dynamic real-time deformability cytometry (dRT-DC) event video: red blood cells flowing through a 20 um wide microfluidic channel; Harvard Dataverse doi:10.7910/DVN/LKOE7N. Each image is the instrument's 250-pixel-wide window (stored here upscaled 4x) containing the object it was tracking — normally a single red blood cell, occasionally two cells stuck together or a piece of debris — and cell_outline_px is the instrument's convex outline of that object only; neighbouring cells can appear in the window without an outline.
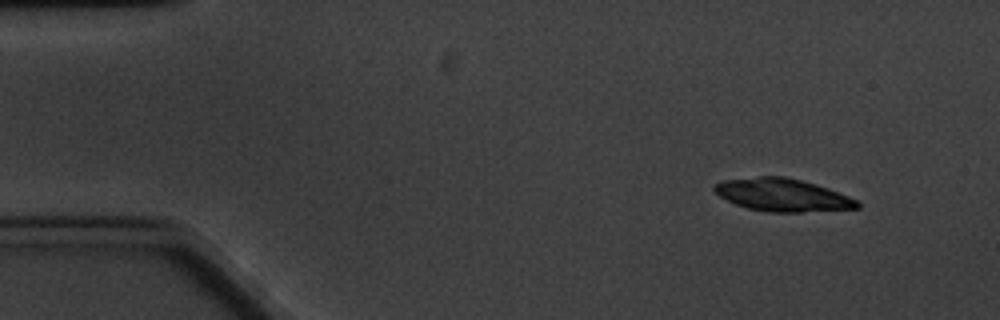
{"species": "common noctule bat (a hibernating species)", "species_latin": "Nyctalus noctula", "temperature_condition": "cold", "stored_images_in_passage": 10, "camera_frame_rate_fps": 3000, "um_per_image_px": 0.085, "animal": {"sex": "male", "body_mass_g": 20.1, "forearm_length_mm": 53.5}, "frame": {"image": 1, "passage_image": 1, "time_ms": 0.0, "image_size_px": [1000, 320], "cell_outline_px": [[860, 208], [800, 212], [768, 212], [748, 208], [736, 204], [720, 196], [712, 188], [716, 184], [724, 180], [760, 176], [784, 176], [816, 184], [828, 188], [848, 196], [856, 200], [860, 204]], "centroid_in_image_um": [66.52, 16.57], "position_along_channel_um": 18.5, "area_um2": 26.99}}
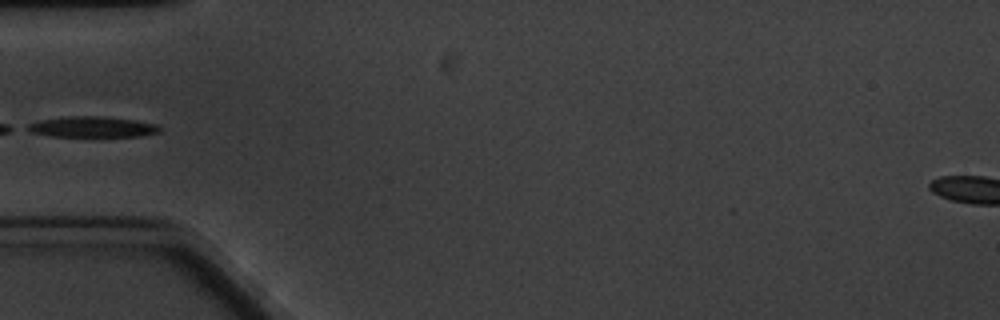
{"frame": {"image": 2, "passage_image": 5, "time_ms": 4.667, "image_size_px": [1000, 320], "cell_outline_px": [[160, 132], [140, 136], [52, 136], [32, 132], [24, 128], [28, 124], [40, 120], [64, 116], [100, 116], [136, 120], [156, 124], [160, 128]], "centroid_in_image_um": [7.83, 10.78], "position_along_channel_um": 77.2, "area_um2": 15.9}}
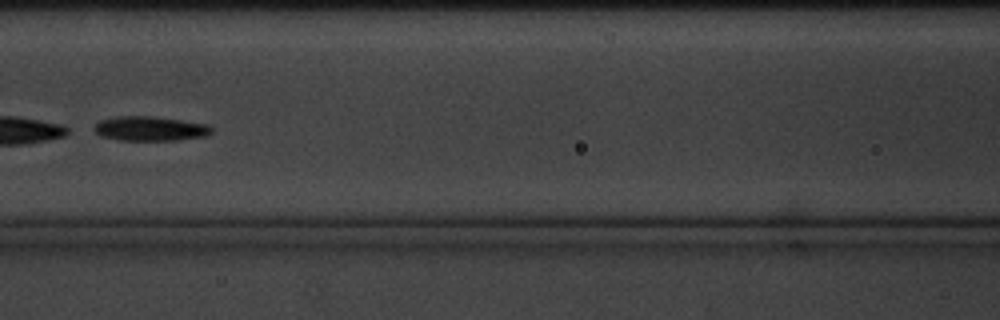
{"frame": {"image": 3, "passage_image": 7, "time_ms": 7.0, "image_size_px": [1000, 320], "cell_outline_px": [[212, 132], [208, 136], [176, 140], [120, 140], [100, 136], [92, 128], [100, 120], [116, 116], [152, 116], [208, 124], [212, 128]], "centroid_in_image_um": [12.76, 10.93], "position_along_channel_um": 153.8, "area_um2": 16.82}}